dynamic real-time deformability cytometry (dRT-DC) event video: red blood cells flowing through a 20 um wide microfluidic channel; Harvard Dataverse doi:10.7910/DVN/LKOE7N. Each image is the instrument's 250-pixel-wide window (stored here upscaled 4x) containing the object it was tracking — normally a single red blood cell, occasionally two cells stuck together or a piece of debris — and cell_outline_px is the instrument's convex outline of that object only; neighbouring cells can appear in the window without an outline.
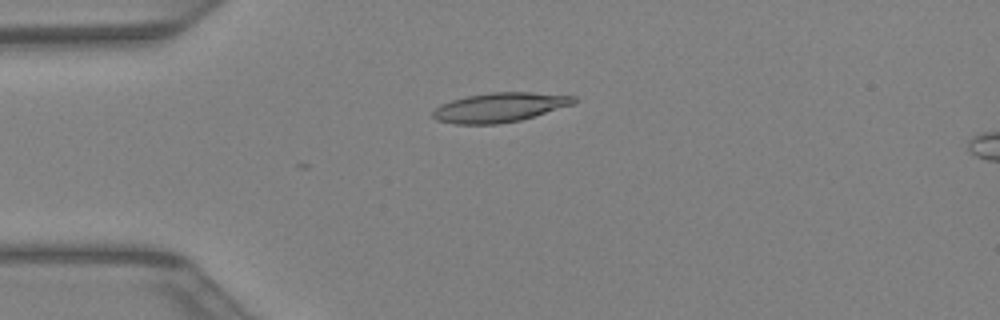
{"species": "Egyptian fruit bat (a non-hibernating species)", "species_latin": "Rousettus aegyptiacus", "temperature_condition": "warm", "stored_images_in_passage": 39, "camera_frame_rate_fps": 3000, "um_per_image_px": 0.085, "animal": {"sex": "female"}, "frame": {"image": 1, "passage_image": 11, "time_ms": 3.333, "image_size_px": [1000, 320], "cell_outline_px": [[576, 100], [572, 104], [520, 120], [496, 124], [456, 124], [436, 120], [432, 116], [432, 112], [440, 104], [464, 96], [492, 92], [532, 92], [576, 96]], "centroid_in_image_um": [42.42, 9.12], "position_along_channel_um": 42.6, "area_um2": 23.99}}
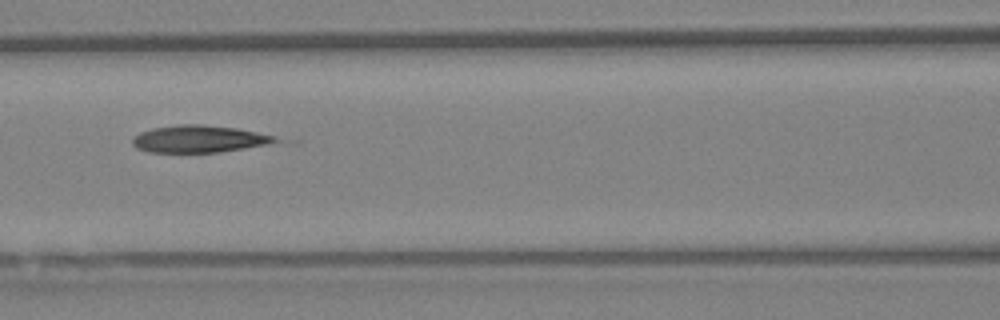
{"frame": {"image": 2, "passage_image": 19, "time_ms": 6.0, "image_size_px": [1000, 320], "cell_outline_px": [[280, 140], [264, 144], [244, 148], [220, 152], [148, 152], [136, 148], [132, 144], [132, 136], [140, 132], [152, 128], [180, 124], [200, 124], [236, 128], [276, 136]], "centroid_in_image_um": [16.84, 11.8], "position_along_channel_um": 149.8, "area_um2": 22.48}}
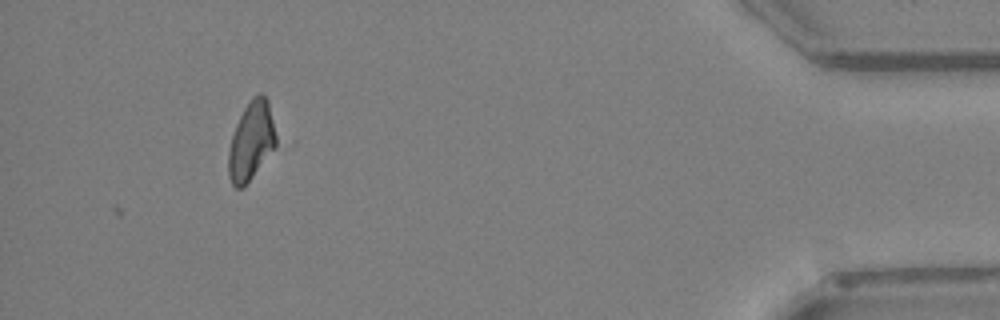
{"frame": {"image": 3, "passage_image": 39, "time_ms": 12.667, "image_size_px": [1000, 320], "cell_outline_px": [[284, 140], [252, 176], [240, 188], [236, 188], [232, 184], [228, 176], [228, 152], [232, 136], [236, 124], [244, 108], [252, 96], [260, 92], [268, 100]], "centroid_in_image_um": [21.48, 11.92], "position_along_channel_um": 413.7, "area_um2": 22.95}}